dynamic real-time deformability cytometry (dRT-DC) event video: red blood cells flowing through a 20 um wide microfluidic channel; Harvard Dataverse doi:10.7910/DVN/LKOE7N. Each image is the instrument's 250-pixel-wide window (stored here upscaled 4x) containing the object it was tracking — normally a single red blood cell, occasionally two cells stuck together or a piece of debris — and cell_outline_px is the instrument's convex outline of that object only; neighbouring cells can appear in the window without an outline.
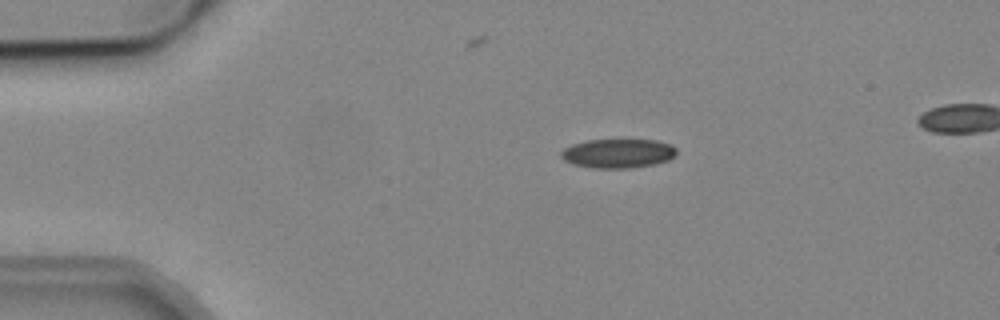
{"species": "common noctule bat (a hibernating species)", "species_latin": "Nyctalus noctula", "temperature_condition": "cold", "stored_images_in_passage": 53, "camera_frame_rate_fps": 3000, "um_per_image_px": 0.085, "animal": {"sex": "male", "body_mass_g": 19.2, "forearm_length_mm": 51.8}, "frame": {"image": 1, "passage_image": 11, "time_ms": 3.333, "image_size_px": [1000, 320], "cell_outline_px": [[676, 152], [668, 160], [656, 164], [632, 168], [592, 168], [572, 164], [564, 160], [560, 156], [560, 152], [564, 148], [572, 144], [588, 140], [656, 140], [672, 144], [676, 148]], "centroid_in_image_um": [52.51, 13.04], "position_along_channel_um": 32.5, "area_um2": 19.71}}
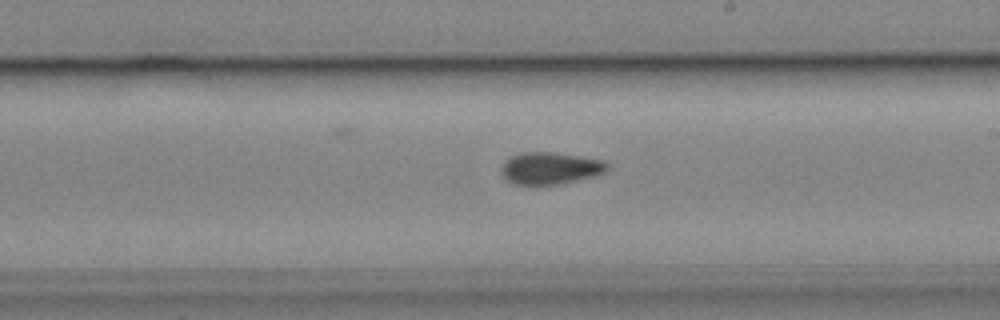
{"frame": {"image": 2, "passage_image": 31, "time_ms": 10.0, "image_size_px": [1000, 320], "cell_outline_px": [[608, 172], [596, 176], [560, 184], [536, 188], [512, 184], [500, 172], [500, 168], [504, 160], [520, 152], [552, 152], [580, 156], [604, 160], [608, 164]], "centroid_in_image_um": [46.75, 14.34], "position_along_channel_um": 242.3, "area_um2": 20.69}}
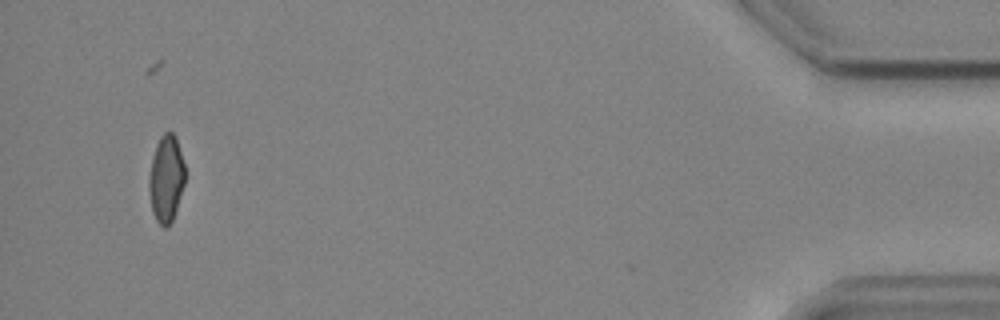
{"frame": {"image": 3, "passage_image": 51, "time_ms": 16.667, "image_size_px": [1000, 320], "cell_outline_px": [[184, 184], [172, 220], [164, 228], [156, 220], [152, 212], [148, 188], [148, 176], [152, 156], [156, 144], [160, 136], [164, 132], [172, 132], [176, 136], [184, 164]], "centroid_in_image_um": [14.09, 15.15], "position_along_channel_um": 421.1, "area_um2": 18.21}, "authors_computed_cell_mechanics": {"area_um2": 19.7676, "velocity_mm_per_s": 3.8759, "shape_relaxation_time_tau1_ms": 7.0509, "shape_relaxation_time_tau2_ms": 3.4042, "deformation_change_tau1": 0.1352, "deformation_change_tau2": 0.0865}}